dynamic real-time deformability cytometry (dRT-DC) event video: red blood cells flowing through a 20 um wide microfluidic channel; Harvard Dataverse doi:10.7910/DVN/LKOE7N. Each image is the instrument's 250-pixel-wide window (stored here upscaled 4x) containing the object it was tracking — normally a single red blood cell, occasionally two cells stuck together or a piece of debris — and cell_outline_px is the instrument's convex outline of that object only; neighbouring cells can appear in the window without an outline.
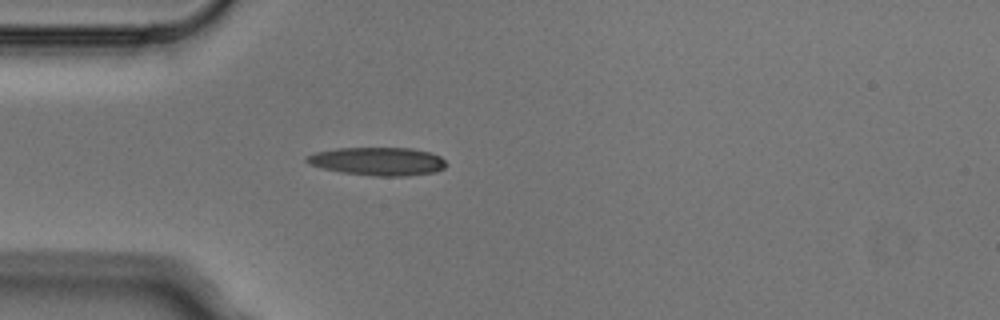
{"species": "Egyptian fruit bat (a non-hibernating species)", "species_latin": "Rousettus aegyptiacus", "temperature_condition": "cold", "stored_images_in_passage": 1, "camera_frame_rate_fps": 3000, "um_per_image_px": 0.085, "animal": {"sex": "male"}, "frame": {"image": 1, "passage_image": 1, "time_ms": 0.0, "image_size_px": [1000, 320], "cell_outline_px": [[444, 168], [436, 172], [408, 176], [376, 176], [340, 172], [308, 164], [304, 160], [304, 156], [316, 152], [336, 148], [412, 148], [428, 152], [440, 156], [444, 160]], "centroid_in_image_um": [32.08, 13.71], "position_along_channel_um": 52.9, "area_um2": 22.95}}